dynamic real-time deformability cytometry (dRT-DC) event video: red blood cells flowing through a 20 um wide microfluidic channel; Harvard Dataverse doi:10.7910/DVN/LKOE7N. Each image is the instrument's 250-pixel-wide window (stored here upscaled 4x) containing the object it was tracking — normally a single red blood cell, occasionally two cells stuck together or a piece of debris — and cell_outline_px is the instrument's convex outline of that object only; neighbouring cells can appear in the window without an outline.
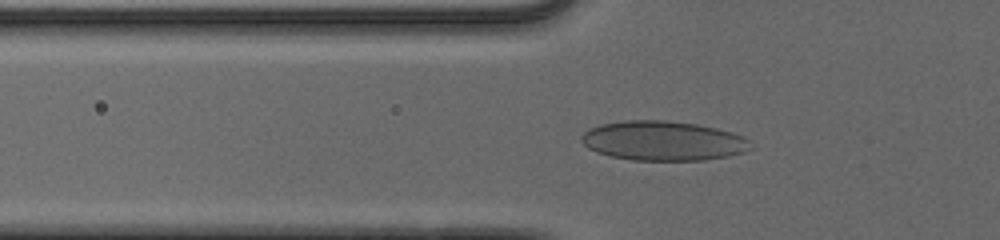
{"species": "human", "species_latin": "Homo sapiens", "temperature_condition": "cold", "stored_images_in_passage": 40, "camera_frame_rate_fps": 3000, "um_per_image_px": 0.085, "donor": {"sex": "male"}, "frame": {"image": 1, "passage_image": 8, "time_ms": 2.333, "image_size_px": [1000, 240], "cell_outline_px": [[756, 148], [744, 152], [728, 156], [704, 160], [632, 160], [612, 156], [596, 152], [588, 148], [580, 140], [580, 136], [588, 128], [600, 124], [624, 120], [668, 120], [696, 124], [716, 128], [732, 132], [744, 136]], "centroid_in_image_um": [56.38, 11.96], "position_along_channel_um": 69.4, "area_um2": 39.36}}
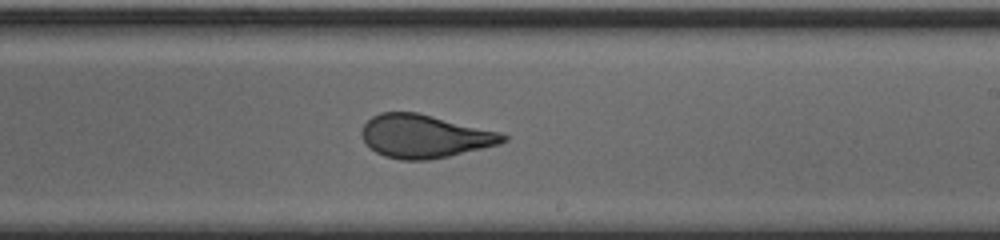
{"frame": {"image": 2, "passage_image": 22, "time_ms": 7.0, "image_size_px": [1000, 240], "cell_outline_px": [[508, 140], [500, 144], [448, 156], [428, 160], [400, 160], [384, 156], [376, 152], [364, 140], [360, 132], [364, 124], [372, 116], [380, 112], [416, 112], [500, 132], [508, 136]], "centroid_in_image_um": [36.08, 11.58], "position_along_channel_um": 252.9, "area_um2": 35.37}}
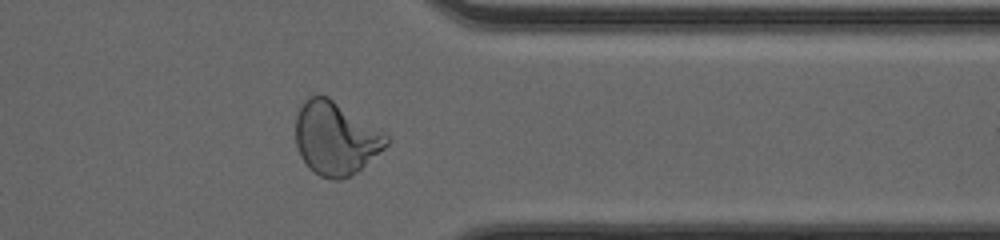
{"frame": {"image": 3, "passage_image": 32, "time_ms": 10.333, "image_size_px": [1000, 240], "cell_outline_px": [[392, 140], [384, 148], [356, 172], [340, 180], [332, 180], [320, 176], [308, 168], [300, 156], [296, 144], [296, 116], [304, 100], [308, 96], [328, 96], [384, 132]], "centroid_in_image_um": [28.52, 11.76], "position_along_channel_um": 382.9, "area_um2": 38.55}}